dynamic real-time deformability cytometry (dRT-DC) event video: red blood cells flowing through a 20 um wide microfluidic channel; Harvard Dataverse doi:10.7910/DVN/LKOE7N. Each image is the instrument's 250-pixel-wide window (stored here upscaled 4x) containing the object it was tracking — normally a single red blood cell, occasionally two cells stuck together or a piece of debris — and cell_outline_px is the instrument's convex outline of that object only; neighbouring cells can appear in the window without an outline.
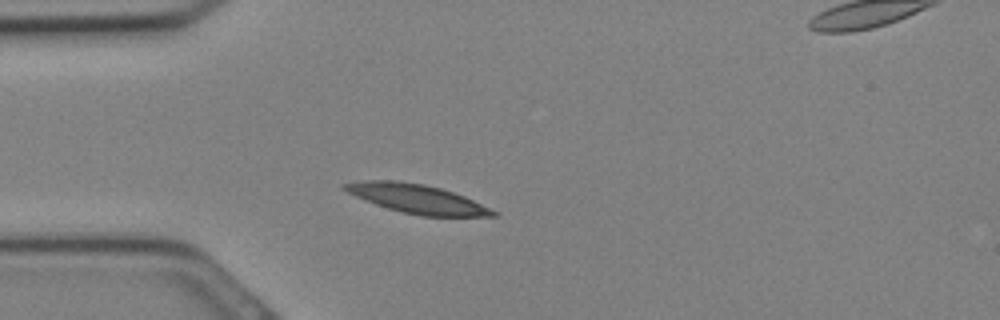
{"species": "Egyptian fruit bat (a non-hibernating species)", "species_latin": "Rousettus aegyptiacus", "temperature_condition": "cold", "stored_images_in_passage": 30, "camera_frame_rate_fps": 3000, "um_per_image_px": 0.085, "animal": {"sex": "female"}, "frame": {"image": 1, "passage_image": 6, "time_ms": 1.667, "image_size_px": [1000, 320], "cell_outline_px": [[500, 216], [420, 216], [388, 208], [364, 200], [340, 188], [340, 184], [364, 180], [396, 180], [424, 184], [440, 188], [464, 196], [500, 212]], "centroid_in_image_um": [35.45, 16.89], "position_along_channel_um": 49.5, "area_um2": 25.03}}
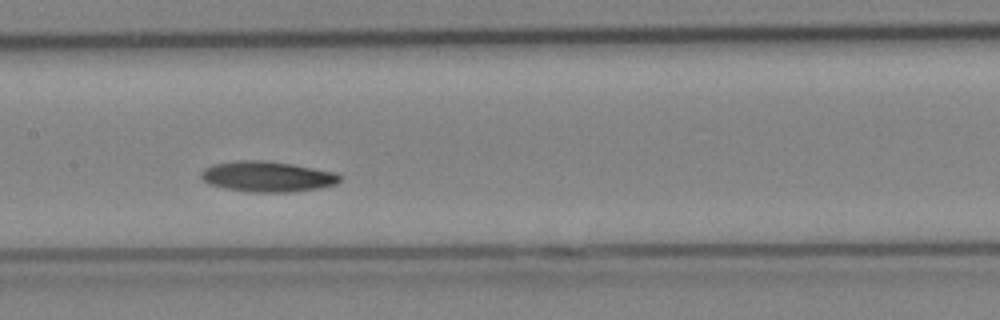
{"frame": {"image": 2, "passage_image": 13, "time_ms": 4.0, "image_size_px": [1000, 320], "cell_outline_px": [[344, 176], [336, 184], [320, 188], [284, 192], [248, 192], [224, 188], [208, 184], [200, 176], [200, 172], [204, 168], [212, 164], [236, 160], [264, 160], [292, 164], [336, 172]], "centroid_in_image_um": [22.71, 15.0], "position_along_channel_um": 184.7, "area_um2": 24.91}}
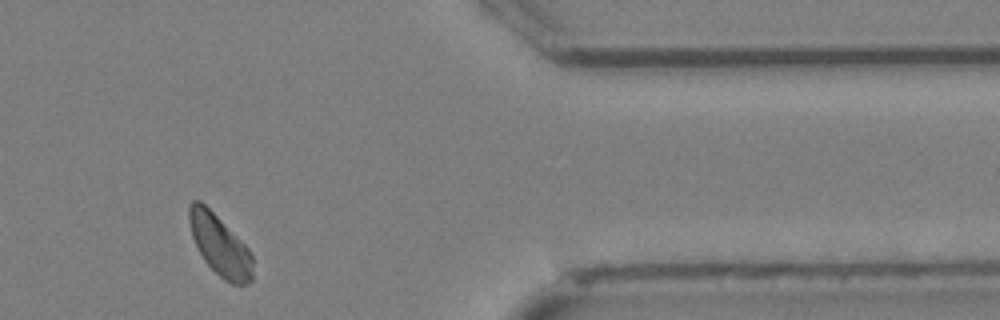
{"frame": {"image": 3, "passage_image": 24, "time_ms": 7.667, "image_size_px": [1000, 320], "cell_outline_px": [[252, 280], [248, 284], [232, 284], [224, 280], [204, 260], [192, 236], [188, 220], [188, 208], [192, 200], [200, 200], [248, 248], [252, 256]], "centroid_in_image_um": [18.67, 20.86], "position_along_channel_um": 392.7, "area_um2": 21.96}}